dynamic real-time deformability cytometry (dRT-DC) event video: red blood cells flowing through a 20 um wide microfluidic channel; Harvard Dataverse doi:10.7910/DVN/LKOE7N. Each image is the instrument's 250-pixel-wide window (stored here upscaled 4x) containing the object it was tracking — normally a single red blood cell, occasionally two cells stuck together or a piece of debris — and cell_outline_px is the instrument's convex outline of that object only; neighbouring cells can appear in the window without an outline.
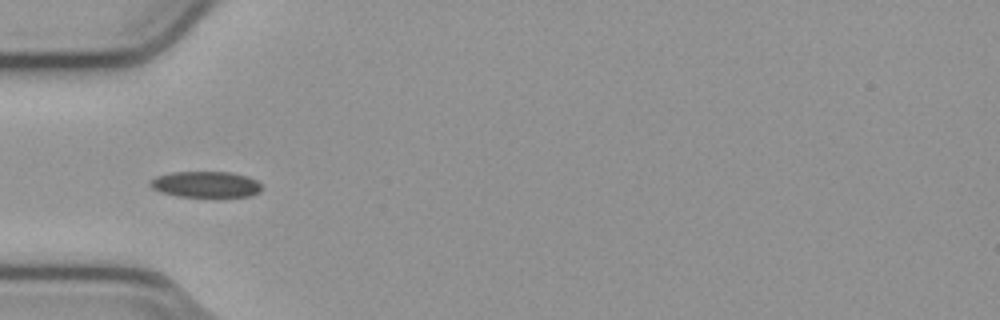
{"species": "common noctule bat (a hibernating species)", "species_latin": "Nyctalus noctula", "temperature_condition": "cold", "stored_images_in_passage": 39, "camera_frame_rate_fps": 3000, "um_per_image_px": 0.085, "animal": {"sex": "male", "body_mass_g": 23.1, "forearm_length_mm": 52.7}, "frame": {"image": 1, "passage_image": 2, "time_ms": 0.333, "image_size_px": [1000, 320], "cell_outline_px": [[264, 188], [260, 192], [252, 196], [176, 196], [160, 192], [152, 188], [148, 184], [148, 180], [156, 176], [172, 172], [232, 172], [248, 176], [256, 180]], "centroid_in_image_um": [17.48, 15.66], "position_along_channel_um": 67.5, "area_um2": 17.11}}
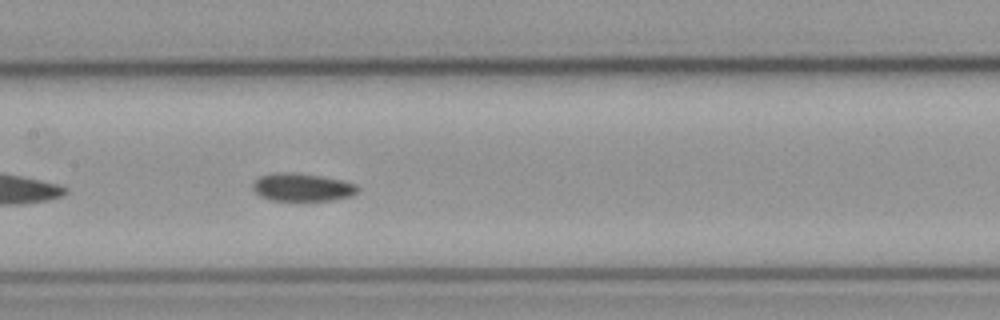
{"frame": {"image": 2, "passage_image": 11, "time_ms": 3.333, "image_size_px": [1000, 320], "cell_outline_px": [[360, 188], [352, 196], [332, 200], [272, 200], [260, 196], [252, 188], [252, 184], [260, 176], [272, 172], [296, 172], [344, 180], [356, 184]], "centroid_in_image_um": [25.7, 15.9], "position_along_channel_um": 181.7, "area_um2": 17.17}}
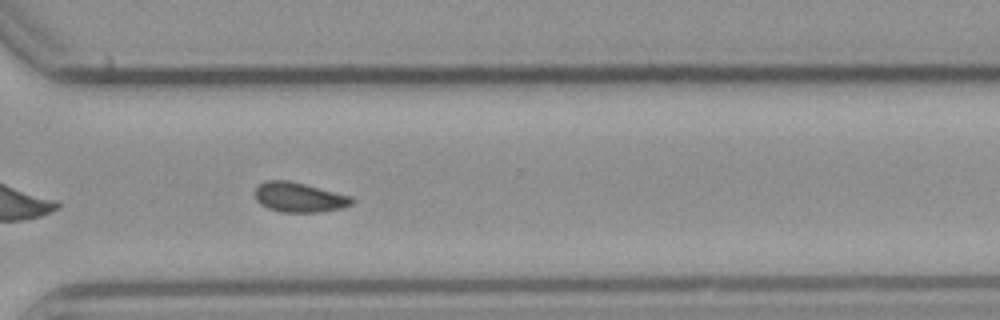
{"frame": {"image": 3, "passage_image": 24, "time_ms": 7.667, "image_size_px": [1000, 320], "cell_outline_px": [[356, 200], [352, 204], [344, 208], [320, 212], [280, 212], [268, 208], [260, 204], [256, 200], [256, 188], [260, 184], [268, 180], [288, 180], [352, 196]], "centroid_in_image_um": [25.47, 16.78], "position_along_channel_um": 345.1, "area_um2": 16.82}, "authors_computed_cell_mechanics": {"area_um2": 16.8198, "velocity_mm_per_s": 3.7821, "shape_relaxation_time_tau1_ms": 6.2916, "shape_relaxation_time_tau2_ms": 4.0792, "deformation_change_tau1": 0.1018, "deformation_change_tau2": 0.0757}}